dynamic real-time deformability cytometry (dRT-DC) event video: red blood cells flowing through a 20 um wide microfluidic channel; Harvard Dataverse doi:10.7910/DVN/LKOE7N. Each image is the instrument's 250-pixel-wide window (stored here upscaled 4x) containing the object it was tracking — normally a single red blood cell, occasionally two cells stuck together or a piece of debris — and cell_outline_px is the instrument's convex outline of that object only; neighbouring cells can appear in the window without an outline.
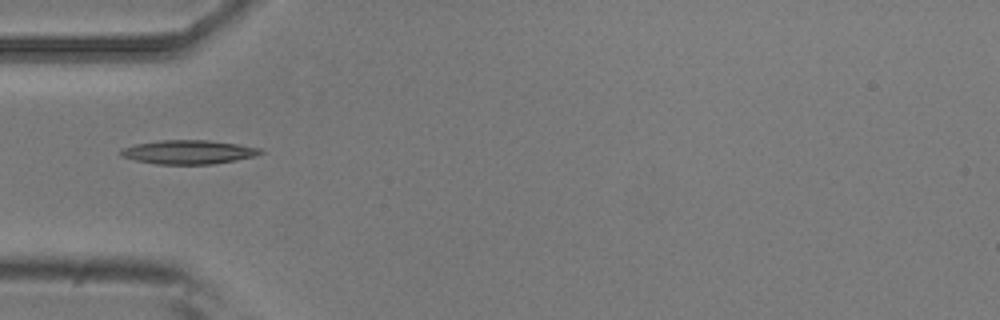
{"species": "common noctule bat (a hibernating species)", "species_latin": "Nyctalus noctula", "temperature_condition": "room temperature", "stored_images_in_passage": 1, "camera_frame_rate_fps": 3000, "um_per_image_px": 0.085, "animal": {"sex": "male", "body_mass_g": 20.5, "forearm_length_mm": 52.5}, "frame": {"image": 1, "passage_image": 1, "time_ms": 0.0, "image_size_px": [1000, 320], "cell_outline_px": [[264, 152], [256, 156], [236, 160], [212, 164], [156, 164], [136, 160], [120, 156], [120, 148], [136, 144], [160, 140], [208, 140], [236, 144], [260, 148]], "centroid_in_image_um": [16.0, 12.92], "position_along_channel_um": 69.0, "area_um2": 19.42}}